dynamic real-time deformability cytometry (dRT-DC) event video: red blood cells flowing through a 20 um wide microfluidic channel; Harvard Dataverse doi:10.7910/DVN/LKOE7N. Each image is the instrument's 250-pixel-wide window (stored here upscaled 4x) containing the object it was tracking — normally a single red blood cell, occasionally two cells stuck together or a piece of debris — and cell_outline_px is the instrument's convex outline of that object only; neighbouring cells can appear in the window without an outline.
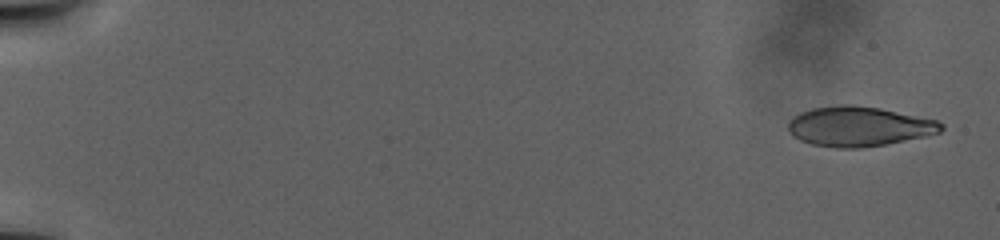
{"species": "human", "species_latin": "Homo sapiens", "temperature_condition": "warm", "stored_images_in_passage": 107, "camera_frame_rate_fps": 3000, "um_per_image_px": 0.085, "donor": {"sex": "male"}, "frame": {"image": 1, "passage_image": 2, "time_ms": 0.667, "image_size_px": [1000, 240], "cell_outline_px": [[944, 128], [940, 132], [924, 136], [884, 144], [860, 148], [836, 148], [812, 144], [800, 140], [792, 136], [788, 128], [788, 120], [792, 116], [800, 112], [812, 108], [840, 104], [852, 104], [880, 108], [936, 120], [944, 124]], "centroid_in_image_um": [72.96, 10.73], "position_along_channel_um": 12.0, "area_um2": 35.49}}
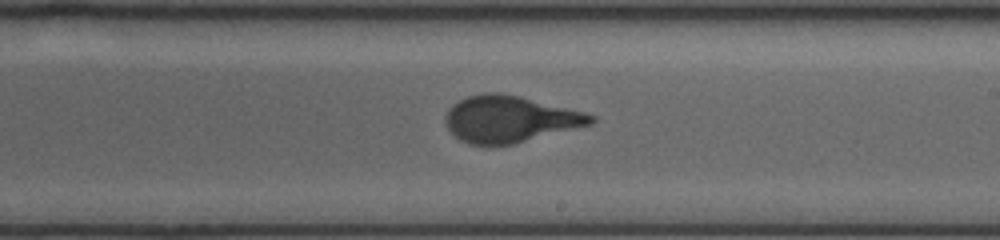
{"frame": {"image": 2, "passage_image": 59, "time_ms": 26.0, "image_size_px": [1000, 240], "cell_outline_px": [[596, 120], [592, 124], [512, 144], [492, 148], [488, 148], [468, 144], [460, 140], [448, 128], [444, 120], [444, 116], [448, 108], [452, 104], [468, 96], [484, 92], [500, 92], [520, 96], [584, 112], [596, 116]], "centroid_in_image_um": [43.28, 10.14], "position_along_channel_um": 245.7, "area_um2": 39.94}}
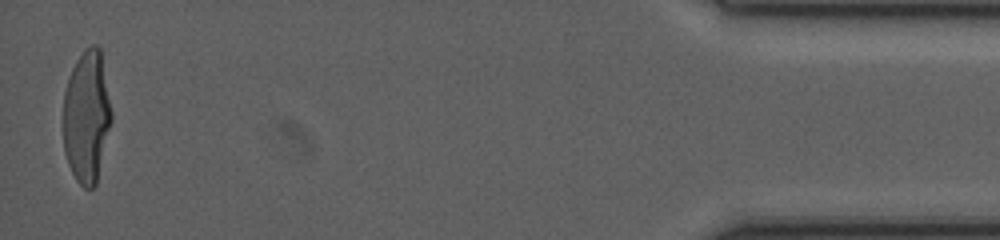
{"frame": {"image": 3, "passage_image": 105, "time_ms": 41.333, "image_size_px": [1000, 240], "cell_outline_px": [[112, 120], [96, 184], [92, 188], [84, 188], [76, 180], [68, 164], [64, 152], [64, 92], [72, 68], [76, 60], [84, 48], [92, 44], [96, 44], [100, 48], [112, 112]], "centroid_in_image_um": [7.37, 9.9], "position_along_channel_um": 427.8, "area_um2": 37.17}}